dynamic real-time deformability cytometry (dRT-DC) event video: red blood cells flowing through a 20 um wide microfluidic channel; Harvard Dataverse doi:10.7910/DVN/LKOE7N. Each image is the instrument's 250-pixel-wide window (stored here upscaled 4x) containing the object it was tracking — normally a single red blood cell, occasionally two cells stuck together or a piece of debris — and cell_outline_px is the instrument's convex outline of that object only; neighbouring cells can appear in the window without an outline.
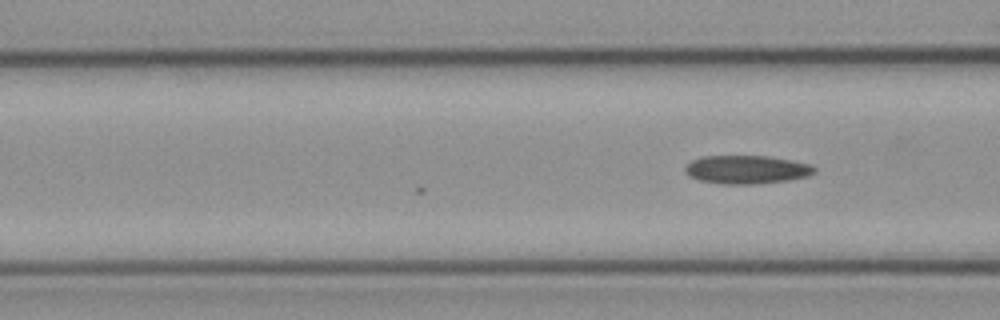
{"species": "common noctule bat (a hibernating species)", "species_latin": "Nyctalus noctula", "temperature_condition": "cold", "stored_images_in_passage": 5, "camera_frame_rate_fps": 3000, "um_per_image_px": 0.085, "animal": {"sex": "female", "body_mass_g": 21.9}, "frame": {"image": 1, "passage_image": 5, "time_ms": 1.333, "image_size_px": [1000, 320], "cell_outline_px": [[816, 172], [808, 176], [788, 180], [752, 184], [720, 184], [700, 180], [688, 176], [684, 172], [684, 168], [692, 160], [700, 156], [768, 156], [812, 164], [816, 168]], "centroid_in_image_um": [63.45, 14.41], "position_along_channel_um": 103.1, "area_um2": 21.5}}